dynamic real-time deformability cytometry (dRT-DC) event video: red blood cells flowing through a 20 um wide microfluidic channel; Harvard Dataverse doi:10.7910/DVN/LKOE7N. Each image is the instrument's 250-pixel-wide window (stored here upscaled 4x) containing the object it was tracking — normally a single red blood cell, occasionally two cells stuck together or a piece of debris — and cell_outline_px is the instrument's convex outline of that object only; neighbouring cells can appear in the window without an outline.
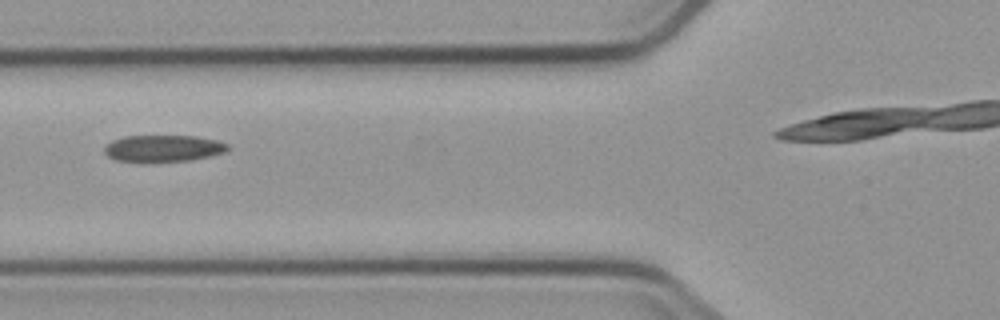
{"species": "common noctule bat (a hibernating species)", "species_latin": "Nyctalus noctula", "temperature_condition": "cold", "stored_images_in_passage": 5, "segment_of_instrument_passage": [1, 2], "camera_frame_rate_fps": 3000, "um_per_image_px": 0.085, "animal": {"sex": "male", "body_mass_g": 23.1, "forearm_length_mm": 52.7}, "frame": {"image": 1, "passage_image": 4, "time_ms": 3.333, "image_size_px": [1000, 320], "cell_outline_px": [[228, 148], [224, 152], [192, 160], [116, 160], [108, 156], [104, 152], [104, 148], [112, 140], [124, 136], [196, 136], [216, 140], [228, 144]], "centroid_in_image_um": [13.88, 12.58], "position_along_channel_um": 111.9, "area_um2": 18.55}}